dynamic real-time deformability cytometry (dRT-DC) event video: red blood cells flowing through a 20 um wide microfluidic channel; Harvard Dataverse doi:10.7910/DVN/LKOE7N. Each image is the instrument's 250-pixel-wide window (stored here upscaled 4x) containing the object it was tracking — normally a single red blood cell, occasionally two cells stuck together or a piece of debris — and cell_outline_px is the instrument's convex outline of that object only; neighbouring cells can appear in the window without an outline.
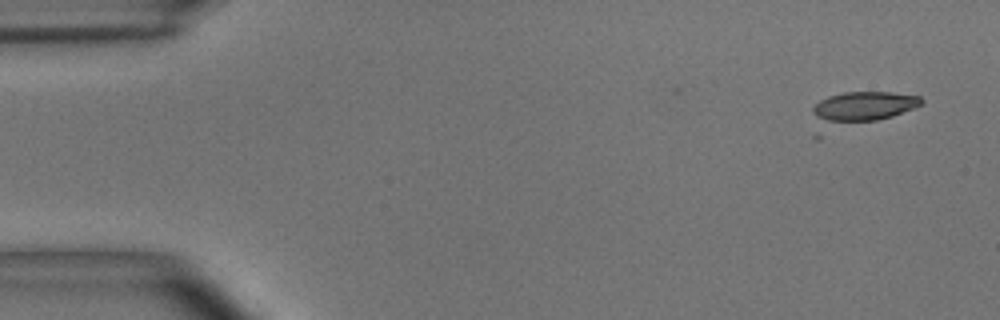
{"species": "common noctule bat (a hibernating species)", "species_latin": "Nyctalus noctula", "temperature_condition": "room temperature", "stored_images_in_passage": 2, "camera_frame_rate_fps": 3000, "um_per_image_px": 0.085, "animal": {"sex": "male", "body_mass_g": 15.6}, "frame": {"image": 1, "passage_image": 2, "time_ms": 0.333, "image_size_px": [1000, 320], "cell_outline_px": [[924, 104], [892, 116], [876, 120], [828, 120], [816, 116], [812, 112], [812, 108], [820, 100], [828, 96], [844, 92], [892, 92], [920, 96], [924, 100]], "centroid_in_image_um": [73.53, 8.98], "position_along_channel_um": 11.5, "area_um2": 17.92}}